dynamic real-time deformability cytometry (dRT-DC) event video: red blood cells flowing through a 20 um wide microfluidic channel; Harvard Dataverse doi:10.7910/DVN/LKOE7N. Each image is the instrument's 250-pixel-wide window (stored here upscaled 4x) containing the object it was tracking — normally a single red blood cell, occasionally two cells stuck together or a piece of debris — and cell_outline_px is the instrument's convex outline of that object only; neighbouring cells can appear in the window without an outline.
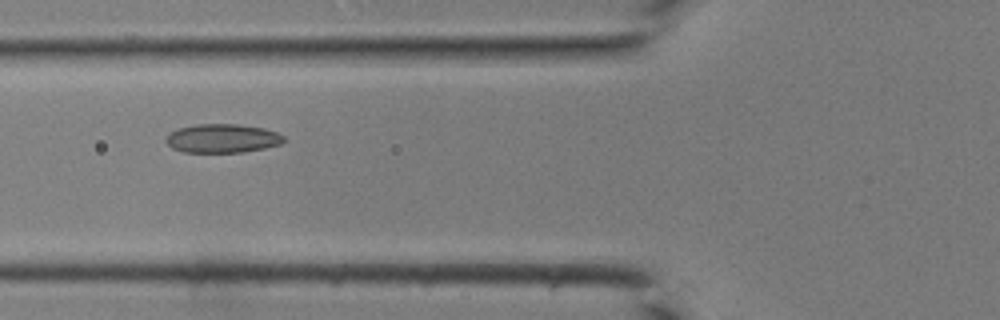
{"species": "common noctule bat (a hibernating species)", "species_latin": "Nyctalus noctula", "temperature_condition": "room temperature", "stored_images_in_passage": 33, "camera_frame_rate_fps": 3000, "um_per_image_px": 0.085, "animal": {"sex": "male", "body_mass_g": 19.0, "forearm_length_mm": 50.8}, "frame": {"image": 1, "passage_image": 8, "time_ms": 2.333, "image_size_px": [1000, 320], "cell_outline_px": [[284, 140], [280, 144], [264, 148], [240, 152], [184, 152], [172, 148], [164, 140], [172, 132], [180, 128], [196, 124], [240, 124], [264, 128], [276, 132], [284, 136]], "centroid_in_image_um": [18.91, 11.76], "position_along_channel_um": 106.9, "area_um2": 19.59}}
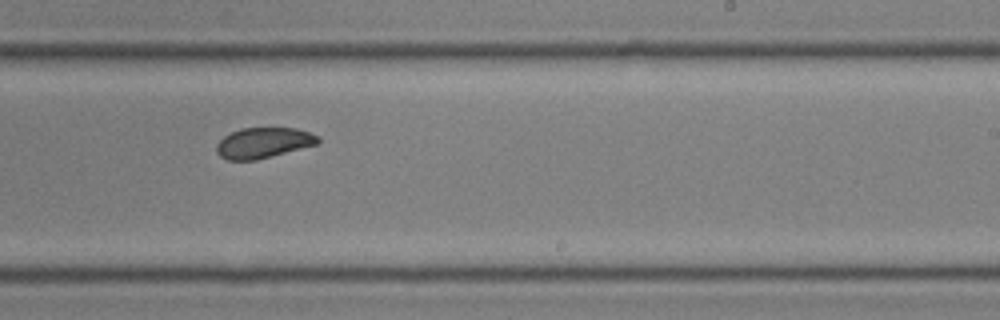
{"frame": {"image": 2, "passage_image": 18, "time_ms": 5.667, "image_size_px": [1000, 320], "cell_outline_px": [[320, 140], [316, 144], [256, 160], [228, 160], [220, 156], [216, 152], [216, 144], [224, 136], [240, 128], [296, 128], [320, 136]], "centroid_in_image_um": [22.36, 12.13], "position_along_channel_um": 266.6, "area_um2": 17.92}}
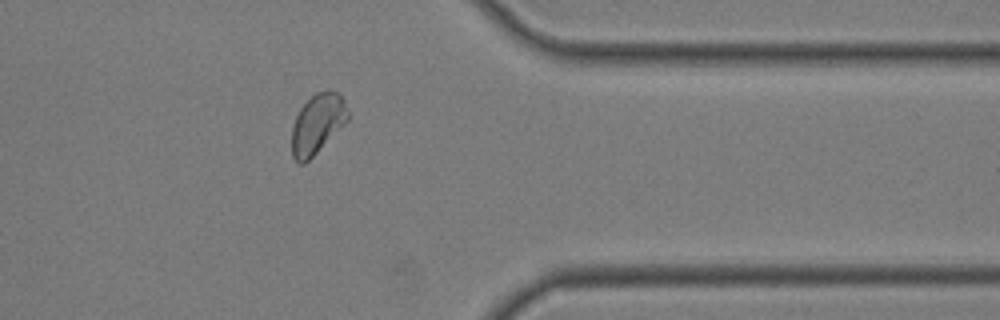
{"frame": {"image": 3, "passage_image": 26, "time_ms": 8.333, "image_size_px": [1000, 320], "cell_outline_px": [[348, 120], [304, 164], [300, 164], [292, 156], [292, 128], [296, 116], [300, 108], [316, 92], [328, 88], [340, 92], [344, 100], [348, 112]], "centroid_in_image_um": [26.99, 10.47], "position_along_channel_um": 384.4, "area_um2": 19.36}}